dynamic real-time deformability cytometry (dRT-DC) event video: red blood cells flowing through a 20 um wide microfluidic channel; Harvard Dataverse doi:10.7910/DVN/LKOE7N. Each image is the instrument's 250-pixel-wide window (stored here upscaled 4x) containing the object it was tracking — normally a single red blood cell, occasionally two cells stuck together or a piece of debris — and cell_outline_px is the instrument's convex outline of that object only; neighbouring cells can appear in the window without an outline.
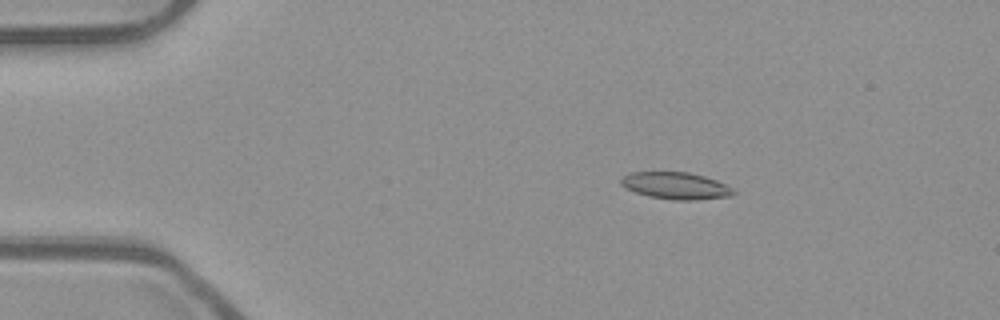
{"species": "common noctule bat (a hibernating species)", "species_latin": "Nyctalus noctula", "temperature_condition": "room temperature", "stored_images_in_passage": 47, "camera_frame_rate_fps": 3000, "um_per_image_px": 0.085, "animal": {"sex": "male", "body_mass_g": 23.1, "forearm_length_mm": 52.7}, "frame": {"image": 1, "passage_image": 3, "time_ms": 0.667, "image_size_px": [1000, 320], "cell_outline_px": [[736, 192], [732, 196], [696, 200], [672, 200], [648, 196], [624, 188], [620, 184], [620, 180], [628, 172], [688, 172], [704, 176], [716, 180], [732, 188]], "centroid_in_image_um": [57.42, 15.79], "position_along_channel_um": 27.6, "area_um2": 17.74}}
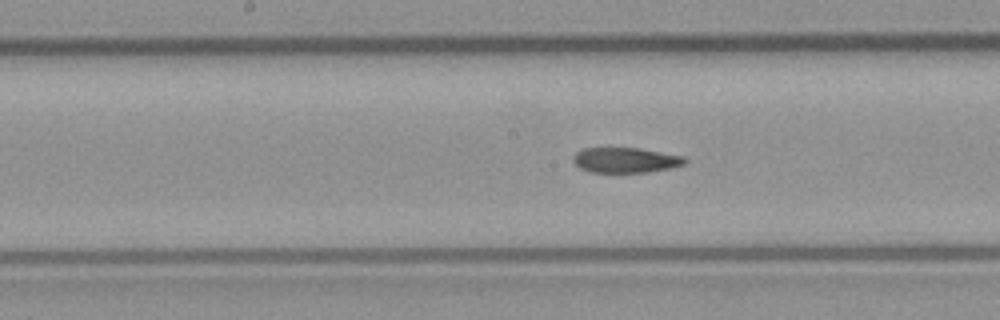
{"frame": {"image": 2, "passage_image": 21, "time_ms": 6.667, "image_size_px": [1000, 320], "cell_outline_px": [[688, 160], [684, 164], [668, 168], [648, 172], [592, 172], [580, 168], [572, 160], [572, 156], [576, 152], [584, 148], [640, 148], [684, 156]], "centroid_in_image_um": [53.16, 13.6], "position_along_channel_um": 195.0, "area_um2": 16.36}}
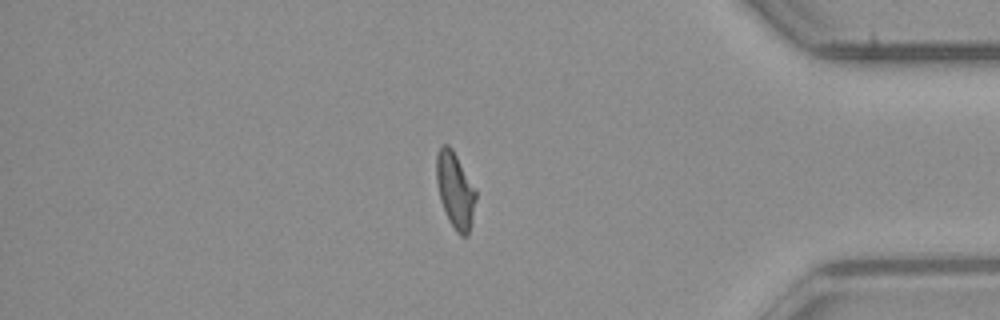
{"frame": {"image": 3, "passage_image": 39, "time_ms": 12.667, "image_size_px": [1000, 320], "cell_outline_px": [[476, 200], [472, 220], [468, 236], [460, 236], [456, 232], [448, 220], [440, 200], [436, 180], [436, 156], [440, 144], [448, 144], [452, 148], [476, 188]], "centroid_in_image_um": [38.69, 16.16], "position_along_channel_um": 396.5, "area_um2": 17.74}, "authors_computed_cell_mechanics": {"area_um2": 17.629, "velocity_mm_per_s": 3.8841, "shape_relaxation_time_tau1_ms": null, "shape_relaxation_time_tau2_ms": 3.0991, "deformation_change_tau1": null, "deformation_change_tau2": 0.1018}}